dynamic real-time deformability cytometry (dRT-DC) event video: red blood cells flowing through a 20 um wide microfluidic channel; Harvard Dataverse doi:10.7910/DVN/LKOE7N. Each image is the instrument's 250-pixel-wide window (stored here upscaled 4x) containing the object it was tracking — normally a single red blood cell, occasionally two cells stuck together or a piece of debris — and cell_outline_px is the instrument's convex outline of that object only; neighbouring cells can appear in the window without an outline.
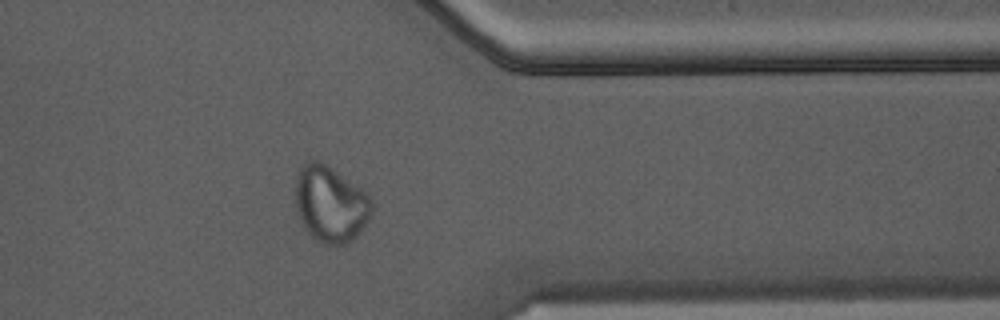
{"species": "Egyptian fruit bat (a non-hibernating species)", "species_latin": "Rousettus aegyptiacus", "temperature_condition": "warm", "stored_images_in_passage": 33, "camera_frame_rate_fps": 3000, "um_per_image_px": 0.085, "animal": {"sex": "male"}, "frame": {"image": 1, "passage_image": 24, "time_ms": 7.667, "image_size_px": [1000, 320], "cell_outline_px": [[372, 212], [368, 220], [360, 232], [352, 240], [344, 244], [324, 244], [312, 240], [304, 228], [300, 220], [296, 204], [296, 180], [300, 168], [304, 160], [320, 160], [360, 188], [372, 200]], "centroid_in_image_um": [28.06, 17.36], "position_along_channel_um": 383.3, "area_um2": 33.93}}